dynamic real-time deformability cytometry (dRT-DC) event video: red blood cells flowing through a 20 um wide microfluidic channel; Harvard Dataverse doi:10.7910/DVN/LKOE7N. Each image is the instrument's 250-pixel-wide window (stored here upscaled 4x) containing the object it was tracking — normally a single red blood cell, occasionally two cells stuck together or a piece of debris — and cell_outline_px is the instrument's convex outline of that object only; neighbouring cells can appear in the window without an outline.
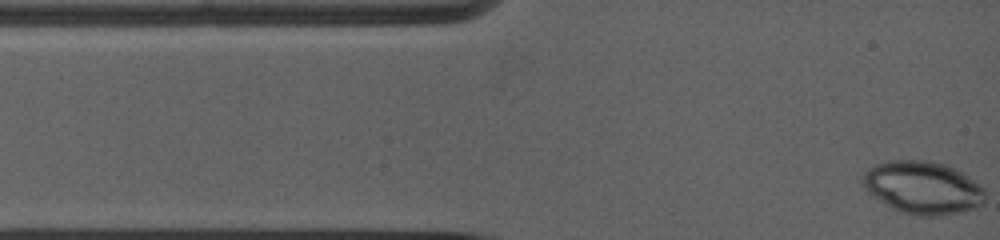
{"species": "common noctule bat (a hibernating species)", "species_latin": "Nyctalus noctula", "temperature_condition": "warm", "stored_images_in_passage": 7, "camera_frame_rate_fps": 5000, "um_per_image_px": 0.085, "animal": {"sex": "female", "body_mass_g": 19.0, "forearm_length_mm": 53.3}, "frame": {"image": 1, "passage_image": 1, "time_ms": 0.0, "image_size_px": [1000, 240], "cell_outline_px": [[984, 204], [976, 208], [960, 212], [936, 216], [916, 216], [900, 212], [892, 208], [868, 192], [864, 184], [864, 172], [868, 168], [876, 164], [888, 160], [932, 160], [948, 164], [956, 168], [984, 188]], "centroid_in_image_um": [78.47, 15.94], "position_along_channel_um": 6.5, "area_um2": 37.74}}
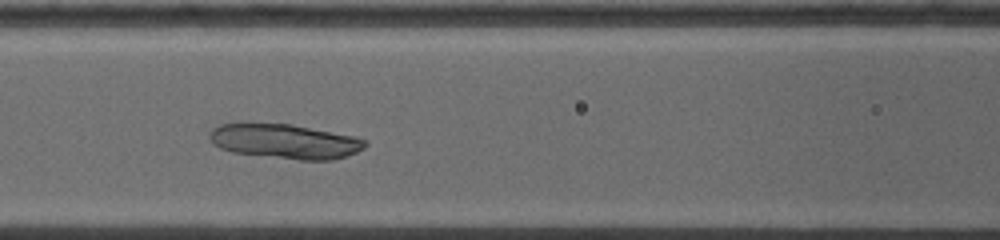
{"frame": {"image": 2, "passage_image": 6, "time_ms": 4.8, "image_size_px": [1000, 240], "cell_outline_px": [[368, 144], [364, 148], [356, 152], [332, 160], [300, 160], [232, 152], [220, 148], [208, 136], [212, 128], [220, 124], [292, 124], [352, 136], [368, 140]], "centroid_in_image_um": [24.25, 12.02], "position_along_channel_um": 142.4, "area_um2": 30.98}}
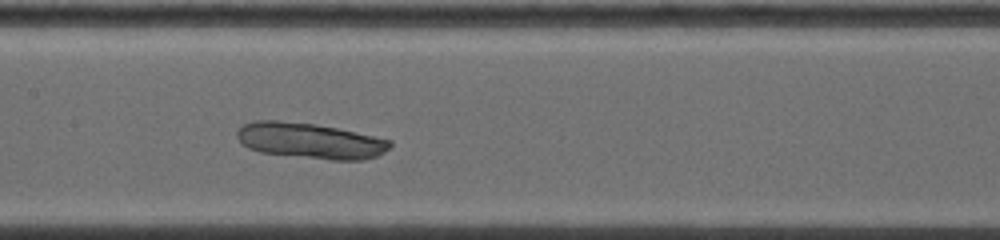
{"frame": {"image": 3, "passage_image": 7, "time_ms": 5.8, "image_size_px": [1000, 240], "cell_outline_px": [[392, 144], [384, 152], [376, 156], [364, 160], [332, 160], [260, 152], [248, 148], [236, 136], [236, 132], [244, 124], [256, 120], [280, 120], [316, 124], [336, 128], [392, 140]], "centroid_in_image_um": [26.36, 11.96], "position_along_channel_um": 181.0, "area_um2": 31.67}}